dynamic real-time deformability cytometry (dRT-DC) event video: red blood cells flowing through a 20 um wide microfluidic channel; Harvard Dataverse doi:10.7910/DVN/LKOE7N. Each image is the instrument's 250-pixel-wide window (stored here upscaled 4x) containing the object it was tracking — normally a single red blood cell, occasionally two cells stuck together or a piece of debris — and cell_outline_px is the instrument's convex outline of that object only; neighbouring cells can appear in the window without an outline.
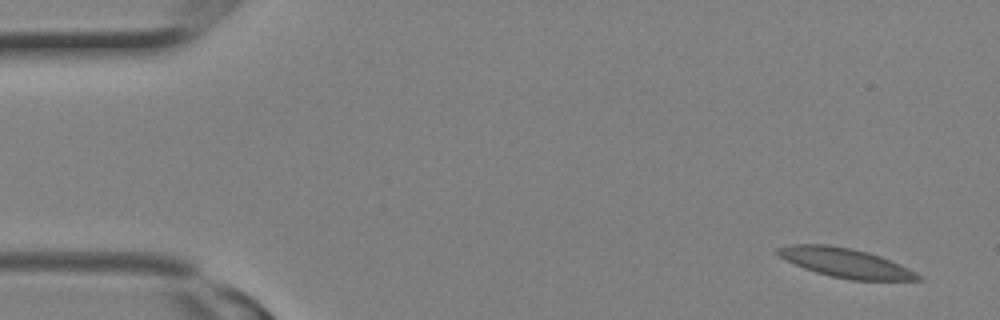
{"species": "Egyptian fruit bat (a non-hibernating species)", "species_latin": "Rousettus aegyptiacus", "temperature_condition": "room temperature", "stored_images_in_passage": 3, "camera_frame_rate_fps": 3000, "um_per_image_px": 0.085, "animal": {"sex": "female"}, "frame": {"image": 1, "passage_image": 1, "time_ms": 0.0, "image_size_px": [1000, 320], "cell_outline_px": [[924, 280], [852, 280], [832, 276], [816, 272], [804, 268], [780, 256], [776, 252], [776, 248], [792, 244], [828, 244], [868, 252], [880, 256], [900, 264], [916, 272]], "centroid_in_image_um": [71.89, 22.34], "position_along_channel_um": 13.1, "area_um2": 23.58}}
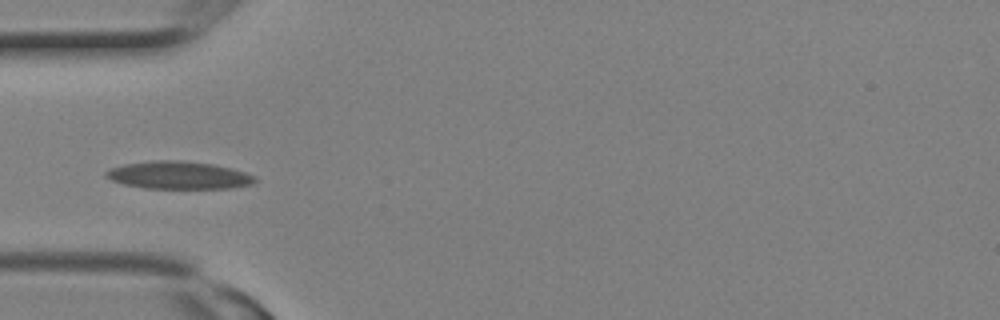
{"frame": {"image": 2, "passage_image": 3, "time_ms": 0.667, "image_size_px": [1000, 320], "cell_outline_px": [[256, 180], [252, 184], [232, 188], [144, 188], [124, 184], [112, 180], [104, 176], [104, 172], [112, 168], [124, 164], [152, 160], [184, 160], [212, 164], [232, 168], [256, 176]], "centroid_in_image_um": [15.19, 14.88], "position_along_channel_um": 69.8, "area_um2": 24.04}}